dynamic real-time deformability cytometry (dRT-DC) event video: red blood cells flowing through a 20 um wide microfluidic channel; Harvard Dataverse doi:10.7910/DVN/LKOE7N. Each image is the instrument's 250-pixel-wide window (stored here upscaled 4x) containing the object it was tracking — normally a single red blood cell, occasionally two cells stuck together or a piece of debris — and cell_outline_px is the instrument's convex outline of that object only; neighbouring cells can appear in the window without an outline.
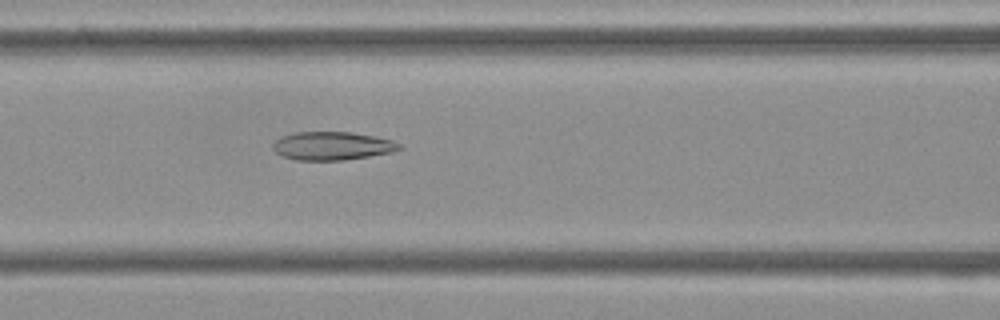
{"species": "Egyptian fruit bat (a non-hibernating species)", "species_latin": "Rousettus aegyptiacus", "temperature_condition": "cold", "stored_images_in_passage": 36, "camera_frame_rate_fps": 3000, "um_per_image_px": 0.085, "frame": {"image": 1, "passage_image": 15, "time_ms": 4.667, "image_size_px": [1000, 320], "cell_outline_px": [[404, 148], [392, 152], [344, 160], [296, 160], [284, 156], [276, 152], [272, 148], [272, 144], [280, 136], [296, 132], [352, 132], [376, 136], [392, 140], [400, 144]], "centroid_in_image_um": [28.25, 12.39], "position_along_channel_um": 138.4, "area_um2": 20.92}}
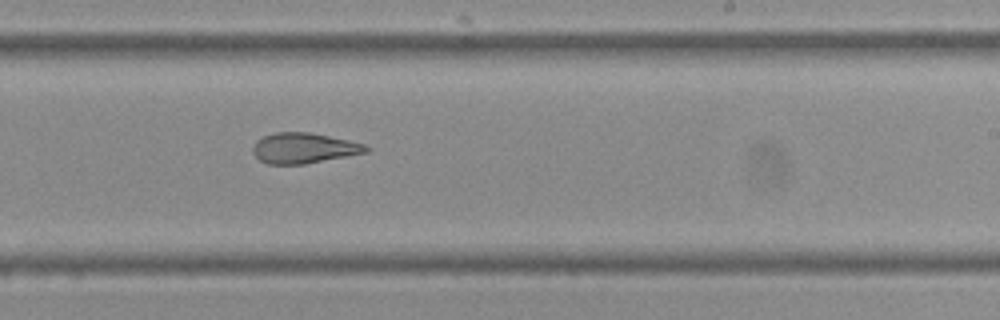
{"frame": {"image": 2, "passage_image": 25, "time_ms": 8.0, "image_size_px": [1000, 320], "cell_outline_px": [[372, 148], [368, 152], [304, 164], [268, 164], [260, 160], [252, 152], [252, 148], [256, 140], [264, 136], [276, 132], [308, 132], [368, 144]], "centroid_in_image_um": [25.85, 12.59], "position_along_channel_um": 263.2, "area_um2": 20.11}}
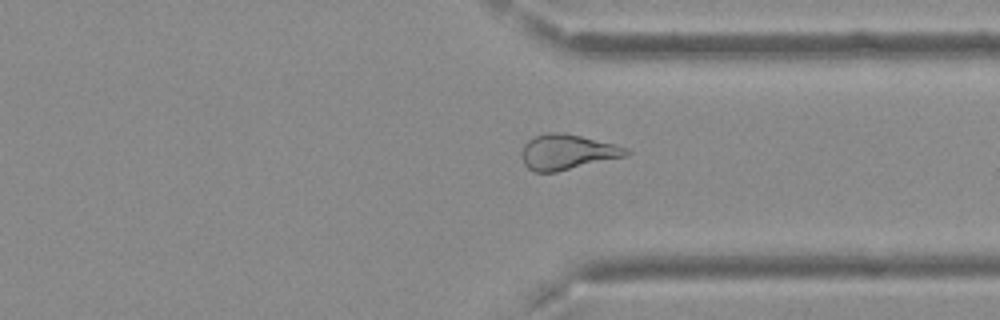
{"frame": {"image": 3, "passage_image": 33, "time_ms": 10.667, "image_size_px": [1000, 320], "cell_outline_px": [[632, 152], [628, 156], [556, 172], [536, 172], [528, 168], [524, 164], [520, 156], [520, 152], [524, 144], [528, 140], [536, 136], [548, 132], [560, 132], [580, 136], [628, 148]], "centroid_in_image_um": [48.2, 12.93], "position_along_channel_um": 363.2, "area_um2": 21.5}}